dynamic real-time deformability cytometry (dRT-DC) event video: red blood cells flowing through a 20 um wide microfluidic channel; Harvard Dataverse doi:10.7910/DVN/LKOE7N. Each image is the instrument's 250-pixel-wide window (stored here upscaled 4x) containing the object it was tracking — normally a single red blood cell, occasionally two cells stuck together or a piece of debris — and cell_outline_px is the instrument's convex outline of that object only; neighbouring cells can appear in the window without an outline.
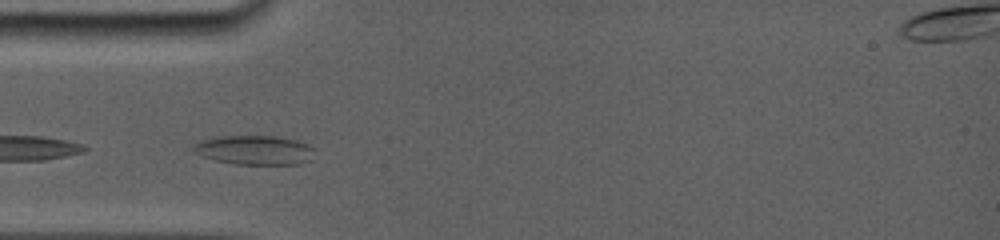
{"species": "common noctule bat (a hibernating species)", "species_latin": "Nyctalus noctula", "temperature_condition": "room temperature", "stored_images_in_passage": 7, "camera_frame_rate_fps": 5000, "um_per_image_px": 0.085, "animal": {"sex": "female", "body_mass_g": 19.0, "forearm_length_mm": 56.7}, "frame": {"image": 1, "passage_image": 3, "time_ms": 0.6, "image_size_px": [1000, 240], "cell_outline_px": [[312, 160], [300, 164], [236, 164], [216, 160], [200, 156], [192, 152], [192, 144], [196, 140], [216, 136], [276, 136], [296, 140], [308, 144], [312, 148]], "centroid_in_image_um": [21.55, 12.75], "position_along_channel_um": 63.4, "area_um2": 20.98}}
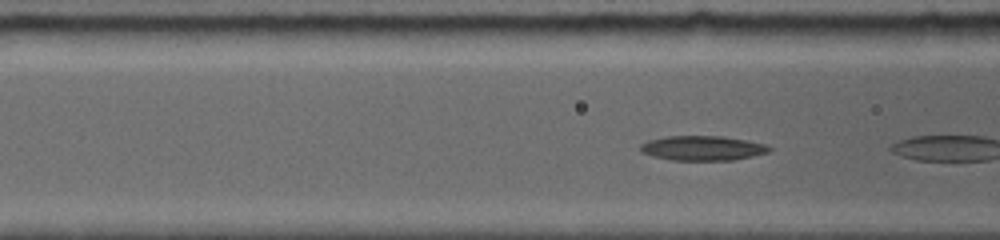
{"frame": {"image": 2, "passage_image": 6, "time_ms": 1.2, "image_size_px": [1000, 240], "cell_outline_px": [[772, 148], [768, 152], [752, 156], [732, 160], [672, 160], [652, 156], [640, 152], [640, 144], [648, 140], [664, 136], [724, 136], [764, 144]], "centroid_in_image_um": [59.66, 12.59], "position_along_channel_um": 106.9, "area_um2": 18.5}}